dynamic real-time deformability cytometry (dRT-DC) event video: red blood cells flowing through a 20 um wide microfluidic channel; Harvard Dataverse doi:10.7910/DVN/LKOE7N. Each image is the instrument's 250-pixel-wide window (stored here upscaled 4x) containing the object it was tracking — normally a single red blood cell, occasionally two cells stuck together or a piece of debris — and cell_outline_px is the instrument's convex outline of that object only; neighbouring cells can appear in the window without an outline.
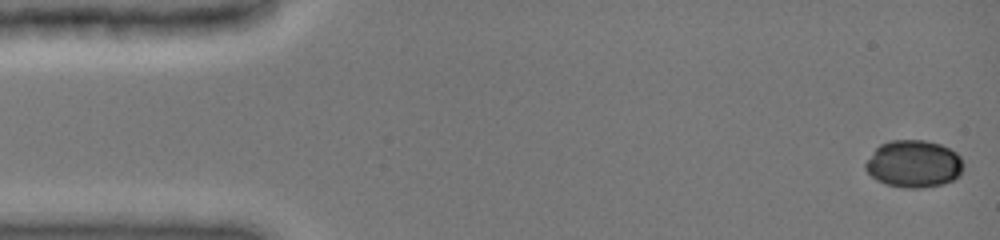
{"species": "common noctule bat (a hibernating species)", "species_latin": "Nyctalus noctula", "temperature_condition": "cold", "stored_images_in_passage": 8, "camera_frame_rate_fps": 3000, "um_per_image_px": 0.085, "animal": {"sex": "female", "body_mass_g": 19.0, "forearm_length_mm": 51.5}, "frame": {"image": 1, "passage_image": 1, "time_ms": 0.0, "image_size_px": [1000, 240], "cell_outline_px": [[964, 168], [960, 176], [944, 184], [920, 188], [904, 188], [888, 184], [876, 180], [864, 168], [864, 164], [876, 148], [880, 144], [888, 140], [924, 140], [940, 144], [956, 152], [960, 156], [964, 164]], "centroid_in_image_um": [77.69, 13.93], "position_along_channel_um": 7.3, "area_um2": 27.17}}
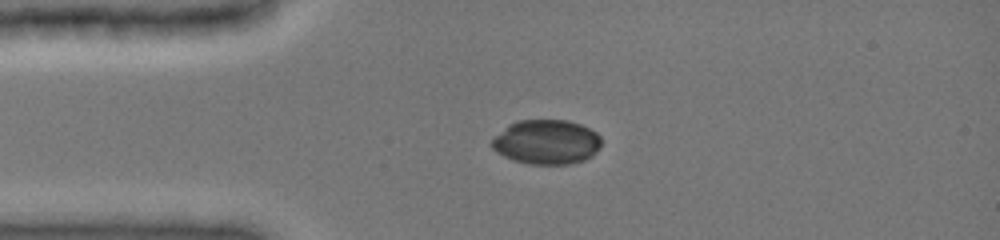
{"frame": {"image": 2, "passage_image": 6, "time_ms": 3.333, "image_size_px": [1000, 240], "cell_outline_px": [[600, 148], [592, 156], [584, 160], [568, 164], [528, 164], [512, 160], [496, 152], [488, 144], [508, 124], [516, 120], [568, 120], [580, 124], [596, 132], [600, 136]], "centroid_in_image_um": [46.43, 12.07], "position_along_channel_um": 38.6, "area_um2": 28.61}}